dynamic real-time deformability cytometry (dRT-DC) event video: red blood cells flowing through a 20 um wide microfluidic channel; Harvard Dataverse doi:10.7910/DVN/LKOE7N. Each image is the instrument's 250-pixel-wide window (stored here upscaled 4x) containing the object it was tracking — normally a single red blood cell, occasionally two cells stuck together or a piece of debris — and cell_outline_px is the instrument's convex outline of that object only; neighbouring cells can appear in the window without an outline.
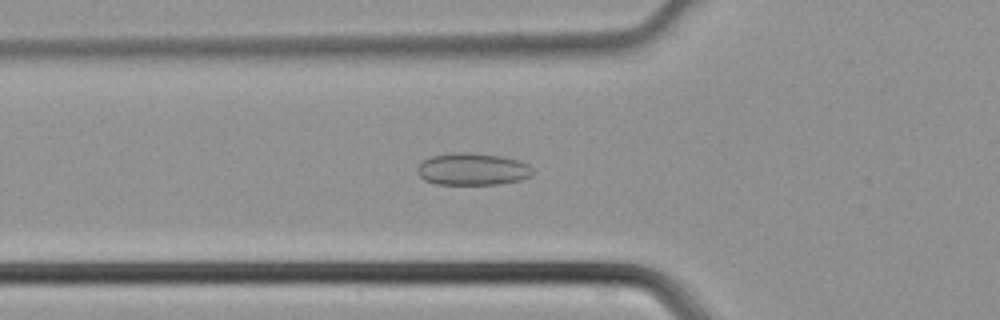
{"species": "common noctule bat (a hibernating species)", "species_latin": "Nyctalus noctula", "temperature_condition": "cold", "stored_images_in_passage": 30, "camera_frame_rate_fps": 3000, "um_per_image_px": 0.085, "animal": {"sex": "male", "body_mass_g": 21.5, "forearm_length_mm": 52.0}, "frame": {"image": 1, "passage_image": 2, "time_ms": 0.333, "image_size_px": [1000, 320], "cell_outline_px": [[536, 172], [532, 176], [520, 180], [496, 184], [436, 184], [424, 180], [416, 172], [416, 168], [424, 160], [432, 156], [452, 152], [468, 152], [500, 156], [520, 160], [528, 164]], "centroid_in_image_um": [40.18, 14.37], "position_along_channel_um": 85.6, "area_um2": 21.79}}
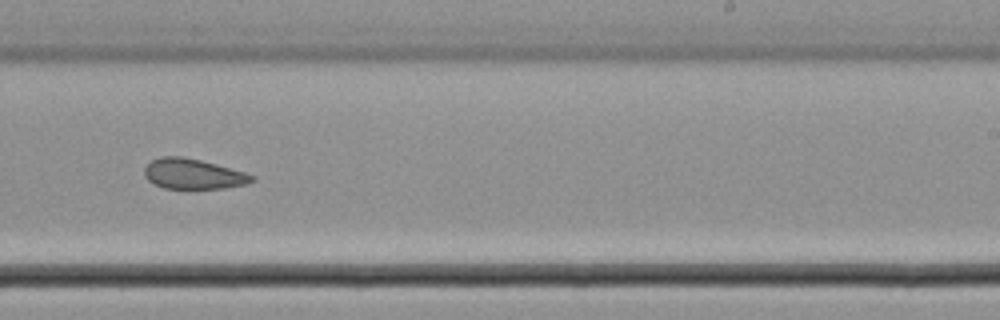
{"frame": {"image": 2, "passage_image": 14, "time_ms": 4.333, "image_size_px": [1000, 320], "cell_outline_px": [[256, 180], [244, 184], [224, 188], [164, 188], [148, 180], [144, 176], [144, 168], [152, 160], [160, 156], [184, 156], [216, 164], [244, 172], [256, 176]], "centroid_in_image_um": [16.41, 14.77], "position_along_channel_um": 272.6, "area_um2": 18.84}}
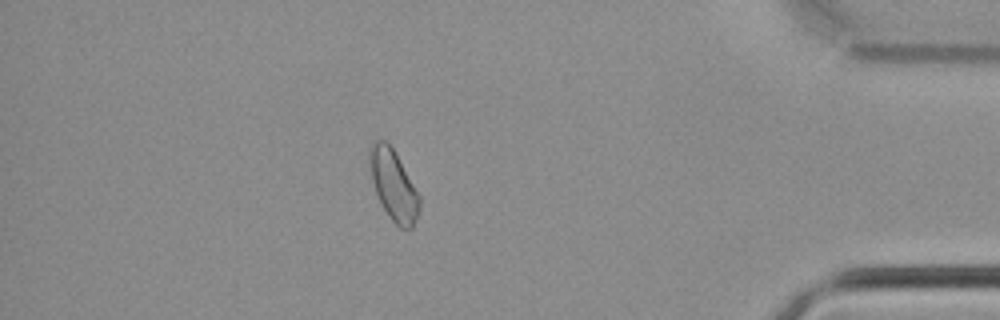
{"frame": {"image": 3, "passage_image": 25, "time_ms": 8.0, "image_size_px": [1000, 320], "cell_outline_px": [[420, 204], [412, 228], [400, 228], [388, 216], [376, 192], [372, 180], [368, 160], [368, 148], [372, 140], [384, 140], [392, 148], [420, 196]], "centroid_in_image_um": [33.41, 15.7], "position_along_channel_um": 401.8, "area_um2": 20.06}}